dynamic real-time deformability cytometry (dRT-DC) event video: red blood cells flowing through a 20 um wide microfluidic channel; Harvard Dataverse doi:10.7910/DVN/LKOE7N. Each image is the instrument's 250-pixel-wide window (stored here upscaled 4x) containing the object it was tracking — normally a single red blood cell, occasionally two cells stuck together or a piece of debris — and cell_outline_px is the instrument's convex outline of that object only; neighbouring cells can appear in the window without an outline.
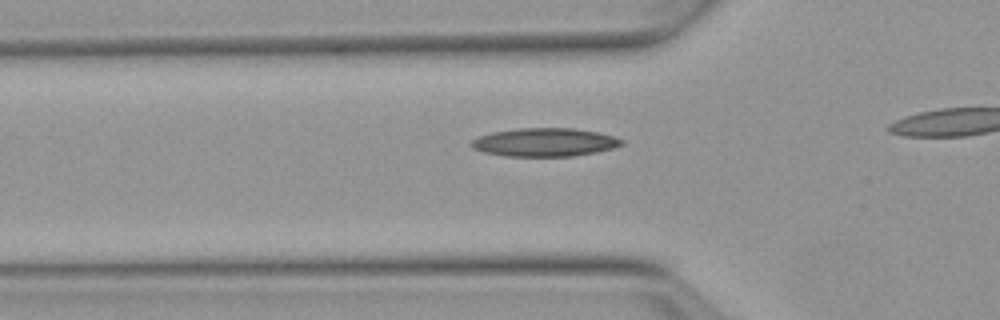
{"species": "Egyptian fruit bat (a non-hibernating species)", "species_latin": "Rousettus aegyptiacus", "temperature_condition": "warm", "stored_images_in_passage": 34, "camera_frame_rate_fps": 3000, "um_per_image_px": 0.085, "animal": {"sex": "female"}, "frame": {"image": 1, "passage_image": 9, "time_ms": 2.667, "image_size_px": [1000, 320], "cell_outline_px": [[624, 144], [612, 148], [596, 152], [572, 156], [504, 156], [484, 152], [472, 148], [468, 144], [472, 140], [480, 136], [492, 132], [520, 128], [572, 128], [596, 132], [612, 136], [624, 140]], "centroid_in_image_um": [46.27, 12.09], "position_along_channel_um": 79.5, "area_um2": 24.74}}
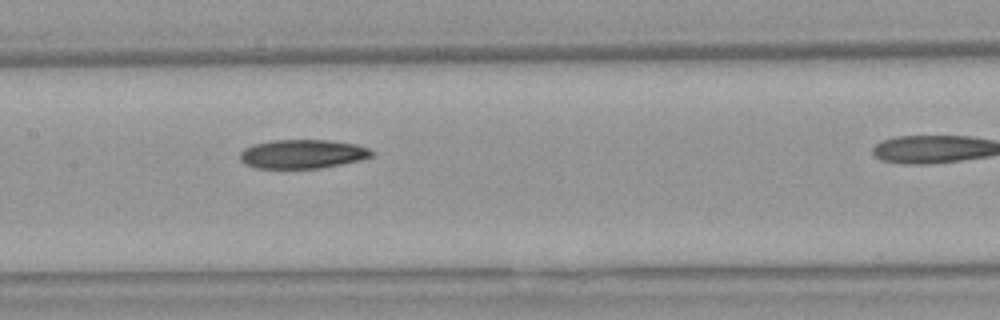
{"frame": {"image": 2, "passage_image": 17, "time_ms": 5.333, "image_size_px": [1000, 320], "cell_outline_px": [[372, 156], [360, 160], [320, 168], [256, 168], [244, 164], [240, 160], [240, 152], [244, 148], [252, 144], [272, 140], [328, 140], [356, 144], [368, 148], [372, 152]], "centroid_in_image_um": [25.66, 13.08], "position_along_channel_um": 181.7, "area_um2": 22.2}}
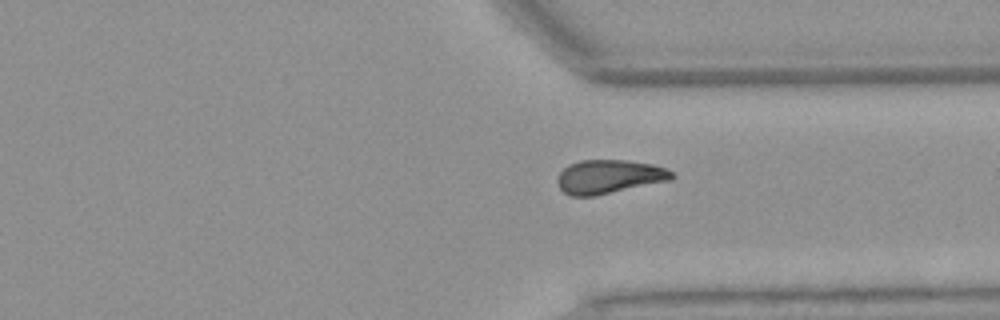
{"frame": {"image": 3, "passage_image": 31, "time_ms": 10.0, "image_size_px": [1000, 320], "cell_outline_px": [[676, 176], [672, 180], [592, 196], [572, 196], [564, 192], [560, 188], [556, 180], [560, 172], [568, 164], [580, 160], [628, 160], [652, 164], [668, 168]], "centroid_in_image_um": [51.79, 15.0], "position_along_channel_um": 359.6, "area_um2": 22.6}}